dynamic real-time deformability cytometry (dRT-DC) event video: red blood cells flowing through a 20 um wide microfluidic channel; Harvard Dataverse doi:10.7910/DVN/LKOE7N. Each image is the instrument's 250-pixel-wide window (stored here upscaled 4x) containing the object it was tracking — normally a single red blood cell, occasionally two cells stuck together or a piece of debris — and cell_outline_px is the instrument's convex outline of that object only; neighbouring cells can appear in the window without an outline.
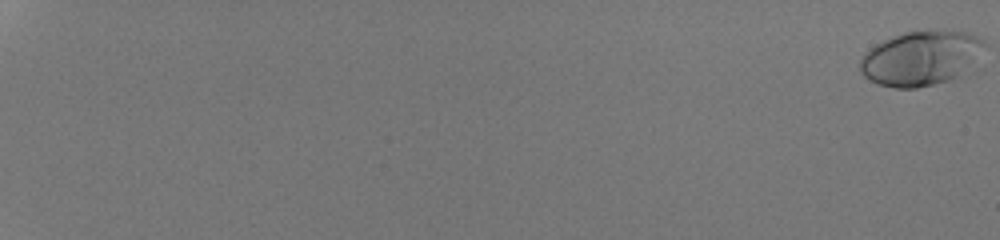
{"species": "human", "species_latin": "Homo sapiens", "temperature_condition": "room temperature", "stored_images_in_passage": 55, "camera_frame_rate_fps": 3000, "um_per_image_px": 0.085, "donor": {"sex": "male"}, "frame": {"image": 1, "passage_image": 1, "time_ms": 0.0, "image_size_px": [1000, 240], "cell_outline_px": [[984, 44], [960, 72], [956, 76], [948, 80], [916, 88], [896, 88], [880, 84], [864, 76], [860, 72], [860, 60], [864, 52], [876, 44], [892, 36], [904, 32], [968, 32], [984, 40]], "centroid_in_image_um": [78.13, 4.95], "position_along_channel_um": 6.9, "area_um2": 37.86}}
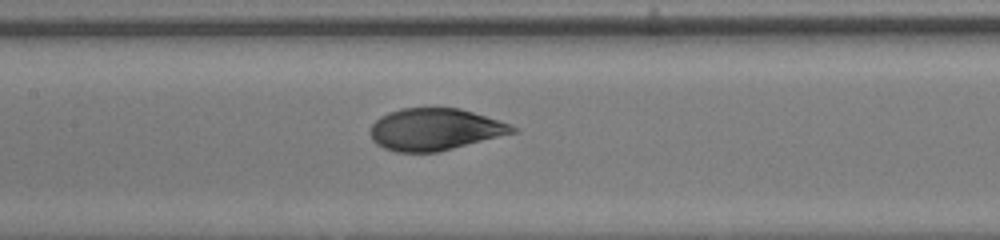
{"frame": {"image": 2, "passage_image": 33, "time_ms": 10.667, "image_size_px": [1000, 240], "cell_outline_px": [[520, 128], [516, 132], [436, 152], [396, 152], [384, 148], [376, 144], [372, 140], [368, 132], [372, 124], [380, 116], [388, 112], [400, 108], [460, 108], [500, 120], [512, 124]], "centroid_in_image_um": [36.94, 10.99], "position_along_channel_um": 170.5, "area_um2": 34.85}}
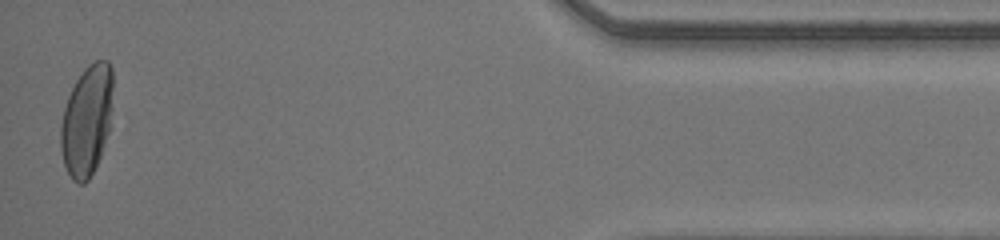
{"frame": {"image": 3, "passage_image": 55, "time_ms": 18.0, "image_size_px": [1000, 240], "cell_outline_px": [[112, 108], [108, 132], [100, 156], [88, 180], [84, 184], [80, 184], [72, 180], [64, 164], [60, 148], [60, 124], [64, 108], [68, 96], [76, 80], [84, 68], [88, 64], [96, 60], [108, 60], [112, 68]], "centroid_in_image_um": [7.37, 10.22], "position_along_channel_um": 427.8, "area_um2": 33.7}, "authors_computed_cell_mechanics": {"area_um2": 36.1828, "velocity_mm_per_s": 4.2578, "shape_relaxation_time_tau1_ms": 4.1319, "shape_relaxation_time_tau2_ms": null, "deformation_change_tau1": 0.1897, "deformation_change_tau2": null}}